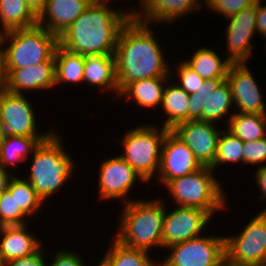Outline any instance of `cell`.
I'll use <instances>...</instances> for the list:
<instances>
[{"instance_id": "cell-20", "label": "cell", "mask_w": 266, "mask_h": 266, "mask_svg": "<svg viewBox=\"0 0 266 266\" xmlns=\"http://www.w3.org/2000/svg\"><path fill=\"white\" fill-rule=\"evenodd\" d=\"M201 8L199 0H143L134 18L149 25L157 22L164 25L168 22L169 25Z\"/></svg>"}, {"instance_id": "cell-9", "label": "cell", "mask_w": 266, "mask_h": 266, "mask_svg": "<svg viewBox=\"0 0 266 266\" xmlns=\"http://www.w3.org/2000/svg\"><path fill=\"white\" fill-rule=\"evenodd\" d=\"M233 107L231 89L226 79L204 80L198 91L190 94L188 121H205L215 124L228 114L226 121L228 123L234 114Z\"/></svg>"}, {"instance_id": "cell-28", "label": "cell", "mask_w": 266, "mask_h": 266, "mask_svg": "<svg viewBox=\"0 0 266 266\" xmlns=\"http://www.w3.org/2000/svg\"><path fill=\"white\" fill-rule=\"evenodd\" d=\"M55 87L83 83L85 56L72 53L58 45L55 50Z\"/></svg>"}, {"instance_id": "cell-7", "label": "cell", "mask_w": 266, "mask_h": 266, "mask_svg": "<svg viewBox=\"0 0 266 266\" xmlns=\"http://www.w3.org/2000/svg\"><path fill=\"white\" fill-rule=\"evenodd\" d=\"M153 123L142 124L124 133L120 144L123 152L120 156L149 183L159 172L161 148L168 128ZM158 127V128H157ZM156 173V175H155Z\"/></svg>"}, {"instance_id": "cell-35", "label": "cell", "mask_w": 266, "mask_h": 266, "mask_svg": "<svg viewBox=\"0 0 266 266\" xmlns=\"http://www.w3.org/2000/svg\"><path fill=\"white\" fill-rule=\"evenodd\" d=\"M242 153L244 164H254L258 168L266 166V137L244 142Z\"/></svg>"}, {"instance_id": "cell-49", "label": "cell", "mask_w": 266, "mask_h": 266, "mask_svg": "<svg viewBox=\"0 0 266 266\" xmlns=\"http://www.w3.org/2000/svg\"><path fill=\"white\" fill-rule=\"evenodd\" d=\"M0 87H2L1 63H0Z\"/></svg>"}, {"instance_id": "cell-36", "label": "cell", "mask_w": 266, "mask_h": 266, "mask_svg": "<svg viewBox=\"0 0 266 266\" xmlns=\"http://www.w3.org/2000/svg\"><path fill=\"white\" fill-rule=\"evenodd\" d=\"M257 0H219L212 8V12L219 15L224 19L236 15L243 9H246L256 3Z\"/></svg>"}, {"instance_id": "cell-12", "label": "cell", "mask_w": 266, "mask_h": 266, "mask_svg": "<svg viewBox=\"0 0 266 266\" xmlns=\"http://www.w3.org/2000/svg\"><path fill=\"white\" fill-rule=\"evenodd\" d=\"M98 199L99 200H123V204L134 199L127 196L131 189L140 180L145 182L139 174L119 155L105 158L99 165Z\"/></svg>"}, {"instance_id": "cell-42", "label": "cell", "mask_w": 266, "mask_h": 266, "mask_svg": "<svg viewBox=\"0 0 266 266\" xmlns=\"http://www.w3.org/2000/svg\"><path fill=\"white\" fill-rule=\"evenodd\" d=\"M212 266H246L238 263L226 252Z\"/></svg>"}, {"instance_id": "cell-44", "label": "cell", "mask_w": 266, "mask_h": 266, "mask_svg": "<svg viewBox=\"0 0 266 266\" xmlns=\"http://www.w3.org/2000/svg\"><path fill=\"white\" fill-rule=\"evenodd\" d=\"M139 5L137 7V9H135V7H132L130 6L128 10H124L125 12H127L131 17H135V15L139 12V9H141V6H142V3H143V0H139L138 1Z\"/></svg>"}, {"instance_id": "cell-16", "label": "cell", "mask_w": 266, "mask_h": 266, "mask_svg": "<svg viewBox=\"0 0 266 266\" xmlns=\"http://www.w3.org/2000/svg\"><path fill=\"white\" fill-rule=\"evenodd\" d=\"M203 166L190 148L169 130L163 140L158 182L164 186L168 181L193 173Z\"/></svg>"}, {"instance_id": "cell-47", "label": "cell", "mask_w": 266, "mask_h": 266, "mask_svg": "<svg viewBox=\"0 0 266 266\" xmlns=\"http://www.w3.org/2000/svg\"><path fill=\"white\" fill-rule=\"evenodd\" d=\"M0 266H5V262L2 258L1 251H0Z\"/></svg>"}, {"instance_id": "cell-33", "label": "cell", "mask_w": 266, "mask_h": 266, "mask_svg": "<svg viewBox=\"0 0 266 266\" xmlns=\"http://www.w3.org/2000/svg\"><path fill=\"white\" fill-rule=\"evenodd\" d=\"M26 217L20 208H17L14 196L4 189L0 194V226L25 225L29 221Z\"/></svg>"}, {"instance_id": "cell-21", "label": "cell", "mask_w": 266, "mask_h": 266, "mask_svg": "<svg viewBox=\"0 0 266 266\" xmlns=\"http://www.w3.org/2000/svg\"><path fill=\"white\" fill-rule=\"evenodd\" d=\"M25 225L0 226V251L4 262L32 255L41 247V238ZM40 240V241H39Z\"/></svg>"}, {"instance_id": "cell-41", "label": "cell", "mask_w": 266, "mask_h": 266, "mask_svg": "<svg viewBox=\"0 0 266 266\" xmlns=\"http://www.w3.org/2000/svg\"><path fill=\"white\" fill-rule=\"evenodd\" d=\"M28 7L38 17L45 9L48 0H25Z\"/></svg>"}, {"instance_id": "cell-17", "label": "cell", "mask_w": 266, "mask_h": 266, "mask_svg": "<svg viewBox=\"0 0 266 266\" xmlns=\"http://www.w3.org/2000/svg\"><path fill=\"white\" fill-rule=\"evenodd\" d=\"M216 125L205 121H184L172 131L190 148L202 166L212 167L222 131Z\"/></svg>"}, {"instance_id": "cell-43", "label": "cell", "mask_w": 266, "mask_h": 266, "mask_svg": "<svg viewBox=\"0 0 266 266\" xmlns=\"http://www.w3.org/2000/svg\"><path fill=\"white\" fill-rule=\"evenodd\" d=\"M14 175L0 165V192L6 189L10 178Z\"/></svg>"}, {"instance_id": "cell-25", "label": "cell", "mask_w": 266, "mask_h": 266, "mask_svg": "<svg viewBox=\"0 0 266 266\" xmlns=\"http://www.w3.org/2000/svg\"><path fill=\"white\" fill-rule=\"evenodd\" d=\"M191 58L183 61L192 68L201 78L226 79L231 62L221 58L219 54L209 47H200L194 51ZM223 59V60H222Z\"/></svg>"}, {"instance_id": "cell-39", "label": "cell", "mask_w": 266, "mask_h": 266, "mask_svg": "<svg viewBox=\"0 0 266 266\" xmlns=\"http://www.w3.org/2000/svg\"><path fill=\"white\" fill-rule=\"evenodd\" d=\"M257 33L261 34L262 39H266V5L262 4V0H257Z\"/></svg>"}, {"instance_id": "cell-14", "label": "cell", "mask_w": 266, "mask_h": 266, "mask_svg": "<svg viewBox=\"0 0 266 266\" xmlns=\"http://www.w3.org/2000/svg\"><path fill=\"white\" fill-rule=\"evenodd\" d=\"M256 19L257 1L227 19L229 23L225 30L226 54H228L226 59L231 63H248L247 60L252 57L251 53L255 45H252L251 41L257 32Z\"/></svg>"}, {"instance_id": "cell-10", "label": "cell", "mask_w": 266, "mask_h": 266, "mask_svg": "<svg viewBox=\"0 0 266 266\" xmlns=\"http://www.w3.org/2000/svg\"><path fill=\"white\" fill-rule=\"evenodd\" d=\"M159 266H212L225 253V236L207 234L173 244Z\"/></svg>"}, {"instance_id": "cell-11", "label": "cell", "mask_w": 266, "mask_h": 266, "mask_svg": "<svg viewBox=\"0 0 266 266\" xmlns=\"http://www.w3.org/2000/svg\"><path fill=\"white\" fill-rule=\"evenodd\" d=\"M249 221L238 235L225 236V252L246 266L266 261V211Z\"/></svg>"}, {"instance_id": "cell-30", "label": "cell", "mask_w": 266, "mask_h": 266, "mask_svg": "<svg viewBox=\"0 0 266 266\" xmlns=\"http://www.w3.org/2000/svg\"><path fill=\"white\" fill-rule=\"evenodd\" d=\"M227 129L243 142L266 137V114L234 112Z\"/></svg>"}, {"instance_id": "cell-24", "label": "cell", "mask_w": 266, "mask_h": 266, "mask_svg": "<svg viewBox=\"0 0 266 266\" xmlns=\"http://www.w3.org/2000/svg\"><path fill=\"white\" fill-rule=\"evenodd\" d=\"M171 82V83H170ZM165 85L161 108L166 118L162 127L172 130L177 124L188 121V107L190 95L175 81Z\"/></svg>"}, {"instance_id": "cell-40", "label": "cell", "mask_w": 266, "mask_h": 266, "mask_svg": "<svg viewBox=\"0 0 266 266\" xmlns=\"http://www.w3.org/2000/svg\"><path fill=\"white\" fill-rule=\"evenodd\" d=\"M255 178V183L260 189L261 195H259V200H266V166H262L260 168H257L255 171V174L253 173ZM264 211H266V208H264Z\"/></svg>"}, {"instance_id": "cell-13", "label": "cell", "mask_w": 266, "mask_h": 266, "mask_svg": "<svg viewBox=\"0 0 266 266\" xmlns=\"http://www.w3.org/2000/svg\"><path fill=\"white\" fill-rule=\"evenodd\" d=\"M171 211L169 212L165 206L162 230L163 250L173 244L203 235L201 231L203 232L212 220L206 211L195 207L176 206Z\"/></svg>"}, {"instance_id": "cell-4", "label": "cell", "mask_w": 266, "mask_h": 266, "mask_svg": "<svg viewBox=\"0 0 266 266\" xmlns=\"http://www.w3.org/2000/svg\"><path fill=\"white\" fill-rule=\"evenodd\" d=\"M58 134L54 131L35 148L28 177H24L44 203L56 192L59 193L76 170L75 162L66 152L62 136Z\"/></svg>"}, {"instance_id": "cell-19", "label": "cell", "mask_w": 266, "mask_h": 266, "mask_svg": "<svg viewBox=\"0 0 266 266\" xmlns=\"http://www.w3.org/2000/svg\"><path fill=\"white\" fill-rule=\"evenodd\" d=\"M94 0H48L37 17V24L58 37L91 5Z\"/></svg>"}, {"instance_id": "cell-23", "label": "cell", "mask_w": 266, "mask_h": 266, "mask_svg": "<svg viewBox=\"0 0 266 266\" xmlns=\"http://www.w3.org/2000/svg\"><path fill=\"white\" fill-rule=\"evenodd\" d=\"M171 76L140 79L129 83L118 98H128L141 108H159L161 106L165 85L171 80ZM169 80V81H168Z\"/></svg>"}, {"instance_id": "cell-27", "label": "cell", "mask_w": 266, "mask_h": 266, "mask_svg": "<svg viewBox=\"0 0 266 266\" xmlns=\"http://www.w3.org/2000/svg\"><path fill=\"white\" fill-rule=\"evenodd\" d=\"M112 245L101 258V266H158V261L153 259L149 251L130 248L123 245L113 237Z\"/></svg>"}, {"instance_id": "cell-48", "label": "cell", "mask_w": 266, "mask_h": 266, "mask_svg": "<svg viewBox=\"0 0 266 266\" xmlns=\"http://www.w3.org/2000/svg\"><path fill=\"white\" fill-rule=\"evenodd\" d=\"M94 1H98V2H101V3H108L111 1V0H94ZM113 1V0H112ZM115 1V0H114Z\"/></svg>"}, {"instance_id": "cell-2", "label": "cell", "mask_w": 266, "mask_h": 266, "mask_svg": "<svg viewBox=\"0 0 266 266\" xmlns=\"http://www.w3.org/2000/svg\"><path fill=\"white\" fill-rule=\"evenodd\" d=\"M130 18L108 3L93 1L58 37L59 45L84 56L115 54L120 31Z\"/></svg>"}, {"instance_id": "cell-26", "label": "cell", "mask_w": 266, "mask_h": 266, "mask_svg": "<svg viewBox=\"0 0 266 266\" xmlns=\"http://www.w3.org/2000/svg\"><path fill=\"white\" fill-rule=\"evenodd\" d=\"M47 138L12 136L0 139V165L8 170L16 167L21 161L25 162L29 158L28 155L32 154L40 142Z\"/></svg>"}, {"instance_id": "cell-1", "label": "cell", "mask_w": 266, "mask_h": 266, "mask_svg": "<svg viewBox=\"0 0 266 266\" xmlns=\"http://www.w3.org/2000/svg\"><path fill=\"white\" fill-rule=\"evenodd\" d=\"M149 24L131 17L122 27L115 50L116 74L120 92L131 82L171 76L158 37Z\"/></svg>"}, {"instance_id": "cell-37", "label": "cell", "mask_w": 266, "mask_h": 266, "mask_svg": "<svg viewBox=\"0 0 266 266\" xmlns=\"http://www.w3.org/2000/svg\"><path fill=\"white\" fill-rule=\"evenodd\" d=\"M78 252L68 251V249H59L54 254L53 262L47 263V266H85V260Z\"/></svg>"}, {"instance_id": "cell-29", "label": "cell", "mask_w": 266, "mask_h": 266, "mask_svg": "<svg viewBox=\"0 0 266 266\" xmlns=\"http://www.w3.org/2000/svg\"><path fill=\"white\" fill-rule=\"evenodd\" d=\"M0 34L37 25V16L25 0H0Z\"/></svg>"}, {"instance_id": "cell-8", "label": "cell", "mask_w": 266, "mask_h": 266, "mask_svg": "<svg viewBox=\"0 0 266 266\" xmlns=\"http://www.w3.org/2000/svg\"><path fill=\"white\" fill-rule=\"evenodd\" d=\"M25 96L0 87V139L12 136L49 137L55 131L53 128L44 133L37 130L35 110Z\"/></svg>"}, {"instance_id": "cell-15", "label": "cell", "mask_w": 266, "mask_h": 266, "mask_svg": "<svg viewBox=\"0 0 266 266\" xmlns=\"http://www.w3.org/2000/svg\"><path fill=\"white\" fill-rule=\"evenodd\" d=\"M251 69L246 63H231L226 81L231 89L234 112L266 114V105Z\"/></svg>"}, {"instance_id": "cell-32", "label": "cell", "mask_w": 266, "mask_h": 266, "mask_svg": "<svg viewBox=\"0 0 266 266\" xmlns=\"http://www.w3.org/2000/svg\"><path fill=\"white\" fill-rule=\"evenodd\" d=\"M222 129L218 139L217 151L214 160V164L211 167L213 171L222 164L237 163L243 164V146L244 142L230 132L227 128Z\"/></svg>"}, {"instance_id": "cell-6", "label": "cell", "mask_w": 266, "mask_h": 266, "mask_svg": "<svg viewBox=\"0 0 266 266\" xmlns=\"http://www.w3.org/2000/svg\"><path fill=\"white\" fill-rule=\"evenodd\" d=\"M211 167L168 181L163 187L172 196L176 206L195 207L206 211L212 218L227 207L222 184Z\"/></svg>"}, {"instance_id": "cell-18", "label": "cell", "mask_w": 266, "mask_h": 266, "mask_svg": "<svg viewBox=\"0 0 266 266\" xmlns=\"http://www.w3.org/2000/svg\"><path fill=\"white\" fill-rule=\"evenodd\" d=\"M55 73V56L27 68H1L2 87L17 94L49 90L55 88Z\"/></svg>"}, {"instance_id": "cell-31", "label": "cell", "mask_w": 266, "mask_h": 266, "mask_svg": "<svg viewBox=\"0 0 266 266\" xmlns=\"http://www.w3.org/2000/svg\"><path fill=\"white\" fill-rule=\"evenodd\" d=\"M6 189L10 192L11 196H14L17 208H20L27 218L31 219L30 216L35 217V213L37 215L40 210L44 209L42 207L45 203L37 195L32 184L25 178H22V176L20 178V176L13 175Z\"/></svg>"}, {"instance_id": "cell-5", "label": "cell", "mask_w": 266, "mask_h": 266, "mask_svg": "<svg viewBox=\"0 0 266 266\" xmlns=\"http://www.w3.org/2000/svg\"><path fill=\"white\" fill-rule=\"evenodd\" d=\"M58 45V36L38 24L1 33V68H27L46 62L54 56Z\"/></svg>"}, {"instance_id": "cell-34", "label": "cell", "mask_w": 266, "mask_h": 266, "mask_svg": "<svg viewBox=\"0 0 266 266\" xmlns=\"http://www.w3.org/2000/svg\"><path fill=\"white\" fill-rule=\"evenodd\" d=\"M176 72L178 73L175 81L184 89L189 95L196 93L198 88L203 85L204 80L192 68H190L183 60L179 61ZM179 80V81H178Z\"/></svg>"}, {"instance_id": "cell-46", "label": "cell", "mask_w": 266, "mask_h": 266, "mask_svg": "<svg viewBox=\"0 0 266 266\" xmlns=\"http://www.w3.org/2000/svg\"><path fill=\"white\" fill-rule=\"evenodd\" d=\"M248 266H266V261L265 262H260L258 264L248 265Z\"/></svg>"}, {"instance_id": "cell-22", "label": "cell", "mask_w": 266, "mask_h": 266, "mask_svg": "<svg viewBox=\"0 0 266 266\" xmlns=\"http://www.w3.org/2000/svg\"><path fill=\"white\" fill-rule=\"evenodd\" d=\"M87 82V83H86ZM83 83L119 97L115 54L85 55ZM108 91V92H107ZM115 92V93H113Z\"/></svg>"}, {"instance_id": "cell-3", "label": "cell", "mask_w": 266, "mask_h": 266, "mask_svg": "<svg viewBox=\"0 0 266 266\" xmlns=\"http://www.w3.org/2000/svg\"><path fill=\"white\" fill-rule=\"evenodd\" d=\"M135 199L123 205L119 225L114 237L123 245L152 251L162 248V230L165 213L163 199ZM151 249V250H150Z\"/></svg>"}, {"instance_id": "cell-45", "label": "cell", "mask_w": 266, "mask_h": 266, "mask_svg": "<svg viewBox=\"0 0 266 266\" xmlns=\"http://www.w3.org/2000/svg\"><path fill=\"white\" fill-rule=\"evenodd\" d=\"M219 0H199V3H200V7L201 6H205L206 5V8L207 11L208 9H211Z\"/></svg>"}, {"instance_id": "cell-38", "label": "cell", "mask_w": 266, "mask_h": 266, "mask_svg": "<svg viewBox=\"0 0 266 266\" xmlns=\"http://www.w3.org/2000/svg\"><path fill=\"white\" fill-rule=\"evenodd\" d=\"M44 247L32 255L5 262V266H47Z\"/></svg>"}]
</instances>
